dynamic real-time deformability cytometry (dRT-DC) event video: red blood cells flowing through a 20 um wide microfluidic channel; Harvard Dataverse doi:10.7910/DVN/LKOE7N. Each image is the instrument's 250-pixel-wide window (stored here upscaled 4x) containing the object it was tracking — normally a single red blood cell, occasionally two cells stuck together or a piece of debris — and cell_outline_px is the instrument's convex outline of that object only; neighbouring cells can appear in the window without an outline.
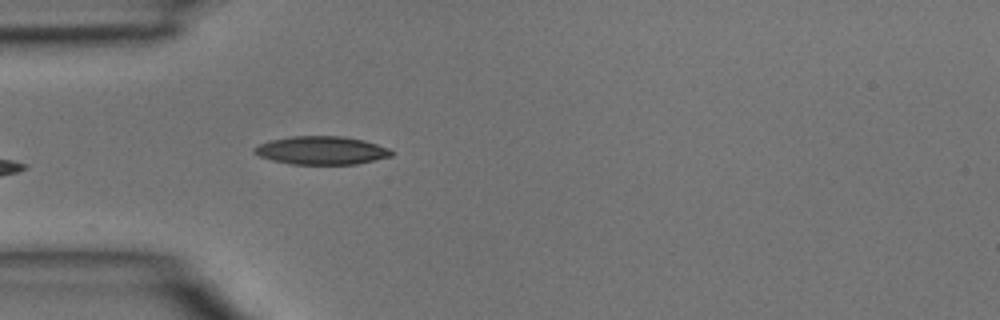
{"species": "common noctule bat (a hibernating species)", "species_latin": "Nyctalus noctula", "temperature_condition": "room temperature", "stored_images_in_passage": 5, "camera_frame_rate_fps": 3000, "um_per_image_px": 0.085, "animal": {"sex": "male", "body_mass_g": 15.6}, "frame": {"image": 1, "passage_image": 5, "time_ms": 1.333, "image_size_px": [1000, 320], "cell_outline_px": [[392, 156], [356, 164], [292, 164], [272, 160], [260, 156], [252, 152], [252, 148], [268, 140], [292, 136], [344, 136], [364, 140], [388, 148], [392, 152]], "centroid_in_image_um": [27.29, 12.78], "position_along_channel_um": 57.7, "area_um2": 22.54}}